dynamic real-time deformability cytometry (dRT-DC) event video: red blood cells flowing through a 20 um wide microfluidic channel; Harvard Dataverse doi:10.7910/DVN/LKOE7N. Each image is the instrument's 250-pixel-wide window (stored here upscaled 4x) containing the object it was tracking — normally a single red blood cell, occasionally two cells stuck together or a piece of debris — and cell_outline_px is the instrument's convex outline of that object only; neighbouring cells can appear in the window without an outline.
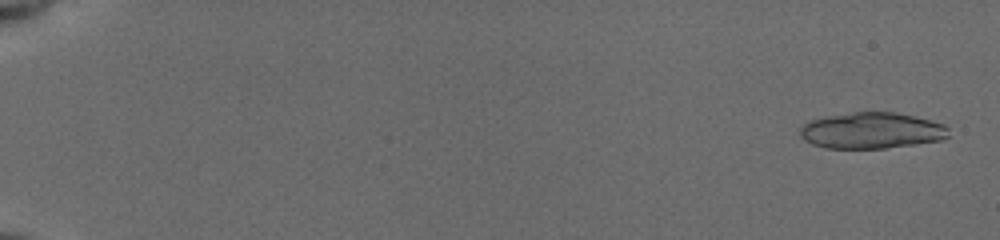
{"species": "common noctule bat (a hibernating species)", "species_latin": "Nyctalus noctula", "temperature_condition": "cold", "stored_images_in_passage": 22, "camera_frame_rate_fps": 3000, "um_per_image_px": 0.085, "animal": {"sex": "female", "body_mass_g": 19.5, "forearm_length_mm": 54.1}, "frame": {"image": 1, "passage_image": 2, "time_ms": 0.333, "image_size_px": [1000, 240], "cell_outline_px": [[948, 136], [940, 140], [884, 148], [824, 148], [812, 144], [804, 140], [800, 136], [800, 128], [804, 124], [812, 120], [828, 116], [856, 112], [896, 112], [944, 124], [948, 128]], "centroid_in_image_um": [74.06, 11.1], "position_along_channel_um": 10.9, "area_um2": 30.92}}